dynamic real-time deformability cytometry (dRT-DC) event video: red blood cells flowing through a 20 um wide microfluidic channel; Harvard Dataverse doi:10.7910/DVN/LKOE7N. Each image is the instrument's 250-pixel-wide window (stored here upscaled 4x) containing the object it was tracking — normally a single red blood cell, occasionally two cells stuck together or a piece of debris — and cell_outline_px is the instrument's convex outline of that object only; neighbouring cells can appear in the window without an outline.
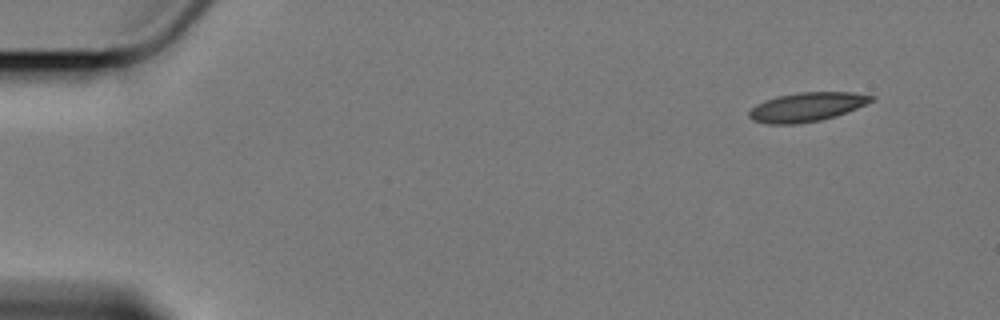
{"species": "Egyptian fruit bat (a non-hibernating species)", "species_latin": "Rousettus aegyptiacus", "temperature_condition": "cold", "stored_images_in_passage": 4, "camera_frame_rate_fps": 3000, "um_per_image_px": 0.085, "animal": {"sex": "female"}, "frame": {"image": 1, "passage_image": 1, "time_ms": 0.0, "image_size_px": [1000, 320], "cell_outline_px": [[876, 100], [836, 116], [820, 120], [796, 124], [768, 124], [752, 120], [748, 116], [748, 112], [756, 104], [764, 100], [776, 96], [800, 92], [852, 92], [876, 96]], "centroid_in_image_um": [68.58, 9.09], "position_along_channel_um": 16.4, "area_um2": 20.81}}
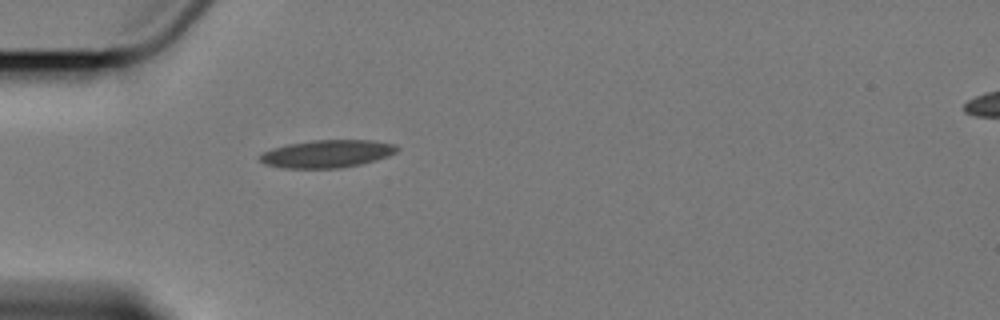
{"frame": {"image": 2, "passage_image": 4, "time_ms": 4.333, "image_size_px": [1000, 320], "cell_outline_px": [[400, 148], [396, 152], [388, 156], [360, 164], [336, 168], [284, 168], [264, 164], [260, 160], [260, 156], [264, 152], [272, 148], [288, 144], [312, 140], [372, 140], [396, 144]], "centroid_in_image_um": [27.82, 13.06], "position_along_channel_um": 57.2, "area_um2": 22.02}}